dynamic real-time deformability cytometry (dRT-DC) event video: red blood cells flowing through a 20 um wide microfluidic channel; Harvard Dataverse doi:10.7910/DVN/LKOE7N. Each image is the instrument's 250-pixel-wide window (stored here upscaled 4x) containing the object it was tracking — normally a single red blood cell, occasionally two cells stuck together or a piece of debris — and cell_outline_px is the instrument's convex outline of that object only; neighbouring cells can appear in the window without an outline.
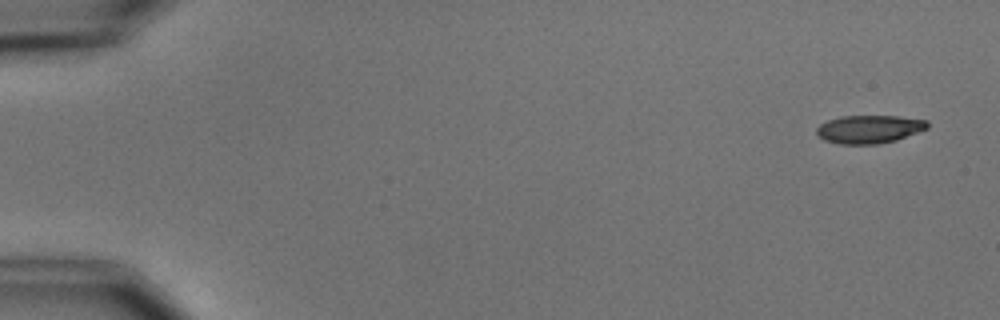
{"species": "common noctule bat (a hibernating species)", "species_latin": "Nyctalus noctula", "temperature_condition": "cold", "stored_images_in_passage": 6, "camera_frame_rate_fps": 3000, "um_per_image_px": 0.085, "animal": {"sex": "male", "body_mass_g": 15.6}, "frame": {"image": 1, "passage_image": 1, "time_ms": 0.0, "image_size_px": [1000, 320], "cell_outline_px": [[928, 128], [896, 140], [876, 144], [840, 144], [824, 140], [816, 132], [816, 128], [820, 124], [828, 120], [840, 116], [896, 116], [928, 120]], "centroid_in_image_um": [73.87, 10.97], "position_along_channel_um": 11.1, "area_um2": 18.09}}
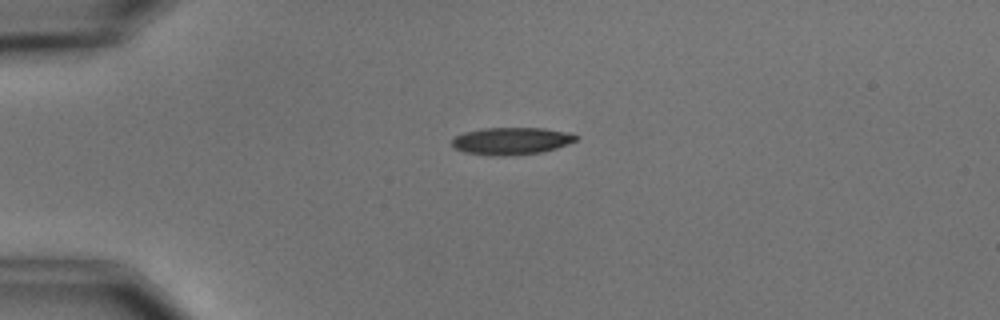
{"frame": {"image": 2, "passage_image": 4, "time_ms": 3.667, "image_size_px": [1000, 320], "cell_outline_px": [[580, 136], [576, 140], [568, 144], [556, 148], [540, 152], [500, 156], [492, 156], [464, 152], [452, 148], [452, 140], [456, 136], [464, 132], [484, 128], [544, 128], [568, 132]], "centroid_in_image_um": [43.45, 11.98], "position_along_channel_um": 41.5, "area_um2": 19.71}}